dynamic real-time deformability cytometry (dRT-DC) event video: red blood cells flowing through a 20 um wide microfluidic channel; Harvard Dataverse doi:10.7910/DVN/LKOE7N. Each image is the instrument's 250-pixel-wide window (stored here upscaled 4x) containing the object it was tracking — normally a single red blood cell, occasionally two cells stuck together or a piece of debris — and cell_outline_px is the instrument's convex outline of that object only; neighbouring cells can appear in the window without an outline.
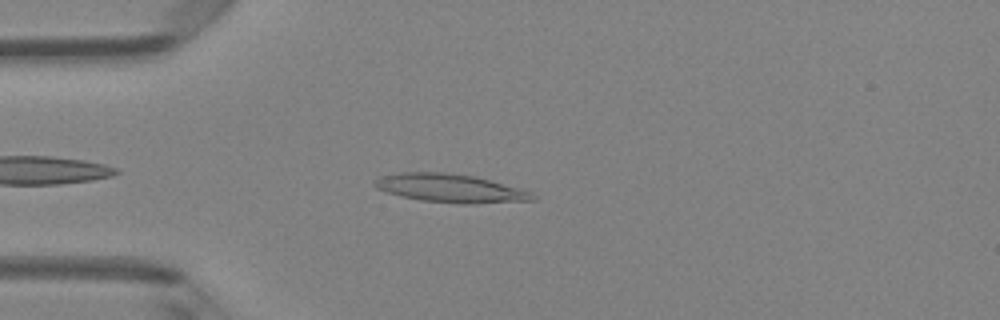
{"species": "Egyptian fruit bat (a non-hibernating species)", "species_latin": "Rousettus aegyptiacus", "temperature_condition": "room temperature", "stored_images_in_passage": 40, "camera_frame_rate_fps": 3000, "um_per_image_px": 0.085, "animal": {"sex": "female"}, "frame": {"image": 1, "passage_image": 4, "time_ms": 1.0, "image_size_px": [1000, 320], "cell_outline_px": [[536, 200], [476, 204], [460, 204], [420, 200], [400, 196], [376, 188], [372, 184], [372, 180], [384, 176], [400, 172], [444, 172], [476, 176], [520, 188], [532, 192], [536, 196]], "centroid_in_image_um": [38.3, 16.0], "position_along_channel_um": 46.7, "area_um2": 26.41}}
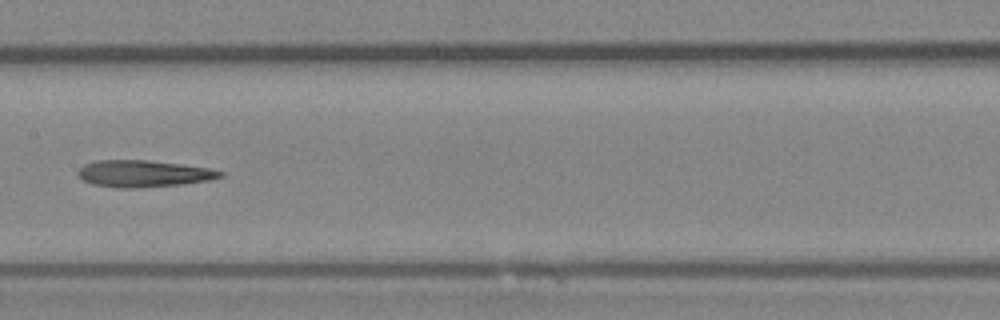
{"frame": {"image": 2, "passage_image": 16, "time_ms": 5.0, "image_size_px": [1000, 320], "cell_outline_px": [[224, 176], [208, 180], [180, 184], [136, 188], [120, 188], [92, 184], [84, 180], [76, 172], [84, 164], [96, 160], [148, 160], [180, 164], [208, 168], [224, 172]], "centroid_in_image_um": [12.17, 14.75], "position_along_channel_um": 195.2, "area_um2": 22.02}}
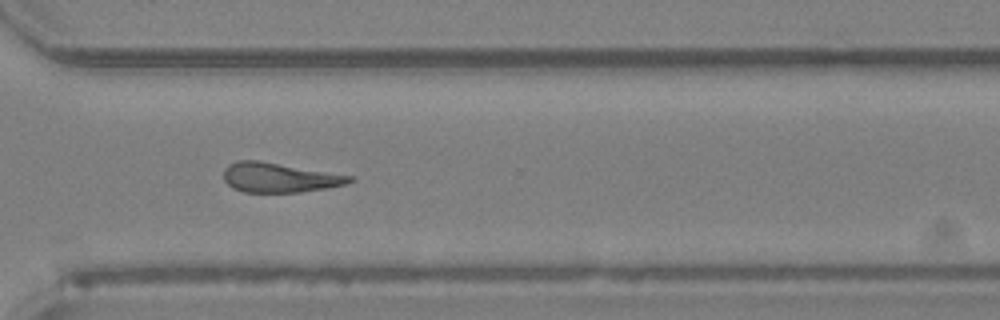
{"frame": {"image": 3, "passage_image": 27, "time_ms": 8.667, "image_size_px": [1000, 320], "cell_outline_px": [[356, 180], [348, 184], [300, 192], [244, 192], [232, 188], [224, 180], [224, 168], [228, 164], [236, 160], [260, 160], [356, 176]], "centroid_in_image_um": [23.78, 15.08], "position_along_channel_um": 346.8, "area_um2": 22.08}}